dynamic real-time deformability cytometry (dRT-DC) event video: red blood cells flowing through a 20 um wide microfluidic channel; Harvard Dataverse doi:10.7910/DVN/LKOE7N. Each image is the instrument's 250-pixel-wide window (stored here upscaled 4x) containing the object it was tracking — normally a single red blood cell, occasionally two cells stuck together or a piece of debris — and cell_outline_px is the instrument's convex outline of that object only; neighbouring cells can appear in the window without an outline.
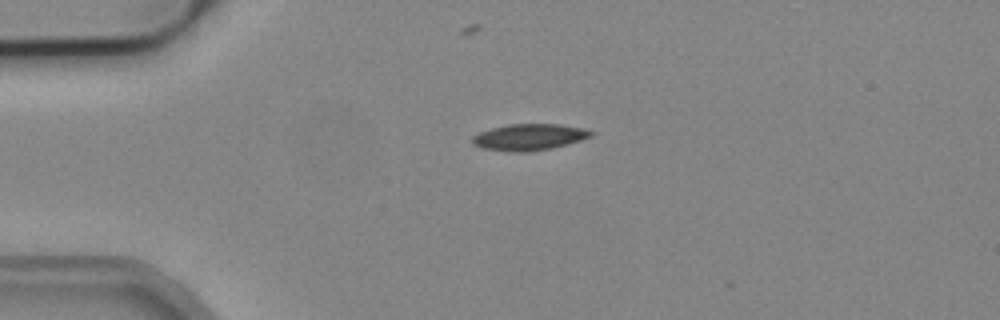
{"species": "common noctule bat (a hibernating species)", "species_latin": "Nyctalus noctula", "temperature_condition": "cold", "stored_images_in_passage": 5, "camera_frame_rate_fps": 3000, "um_per_image_px": 0.085, "animal": {"sex": "male", "body_mass_g": 19.2, "forearm_length_mm": 51.8}, "frame": {"image": 1, "passage_image": 1, "time_ms": 0.0, "image_size_px": [1000, 320], "cell_outline_px": [[592, 136], [568, 144], [552, 148], [528, 152], [512, 152], [480, 148], [472, 144], [472, 136], [480, 132], [492, 128], [508, 124], [560, 124], [580, 128], [592, 132]], "centroid_in_image_um": [44.92, 11.66], "position_along_channel_um": 40.1, "area_um2": 18.21}}